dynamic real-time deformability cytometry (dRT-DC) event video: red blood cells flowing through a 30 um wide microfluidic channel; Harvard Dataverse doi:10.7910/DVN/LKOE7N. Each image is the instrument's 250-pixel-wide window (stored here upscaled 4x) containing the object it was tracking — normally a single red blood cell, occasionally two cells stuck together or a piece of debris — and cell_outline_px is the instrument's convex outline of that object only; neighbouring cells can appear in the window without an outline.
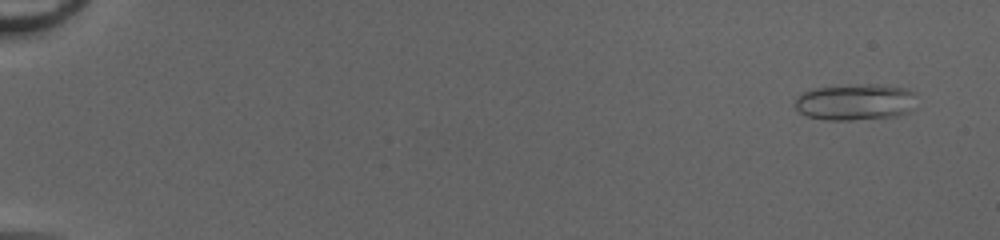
{"species": "common noctule bat (a hibernating species)", "species_latin": "Nyctalus noctula", "temperature_condition": "cold", "stored_images_in_passage": 51, "camera_frame_rate_fps": 3000, "um_per_image_px": 0.085, "animal": {"sex": "female", "body_mass_g": 20.0, "forearm_length_mm": 54.0}, "frame": {"image": 1, "passage_image": 3, "time_ms": 0.667, "image_size_px": [1000, 240], "cell_outline_px": [[916, 108], [900, 116], [852, 120], [824, 120], [808, 116], [800, 112], [796, 108], [796, 96], [800, 92], [812, 88], [864, 84], [876, 84], [908, 88], [916, 92]], "centroid_in_image_um": [72.76, 8.67], "position_along_channel_um": 12.2, "area_um2": 26.36}}
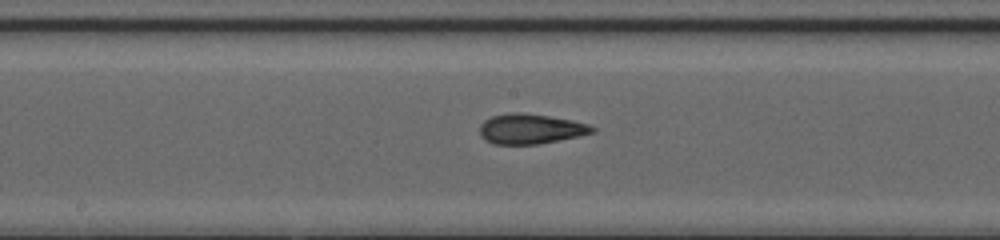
{"frame": {"image": 2, "passage_image": 29, "time_ms": 9.333, "image_size_px": [1000, 240], "cell_outline_px": [[596, 132], [580, 136], [540, 144], [492, 144], [484, 140], [480, 136], [480, 124], [484, 120], [492, 116], [512, 112], [524, 112], [572, 120], [588, 124], [596, 128]], "centroid_in_image_um": [45.1, 10.96], "position_along_channel_um": 203.1, "area_um2": 19.94}}
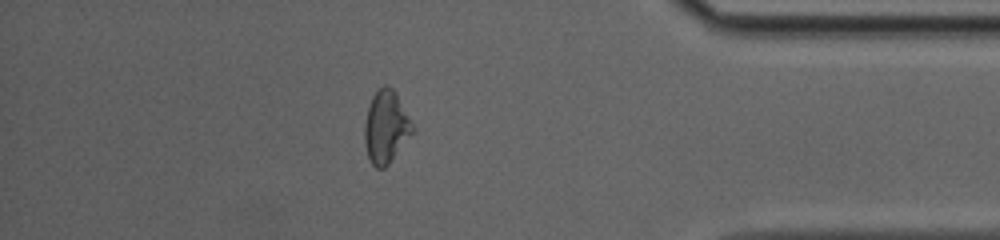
{"frame": {"image": 3, "passage_image": 45, "time_ms": 14.667, "image_size_px": [1000, 240], "cell_outline_px": [[412, 132], [388, 164], [384, 168], [376, 168], [372, 164], [368, 156], [364, 144], [364, 124], [368, 108], [372, 96], [384, 84], [388, 84], [396, 92], [412, 124]], "centroid_in_image_um": [32.76, 10.77], "position_along_channel_um": 402.4, "area_um2": 19.83}, "authors_computed_cell_mechanics": {"area_um2": 20.3456, "velocity_mm_per_s": 4.2187, "shape_relaxation_time_tau1_ms": null, "shape_relaxation_time_tau2_ms": 1.4901, "deformation_change_tau1": null, "deformation_change_tau2": 0.0628}}